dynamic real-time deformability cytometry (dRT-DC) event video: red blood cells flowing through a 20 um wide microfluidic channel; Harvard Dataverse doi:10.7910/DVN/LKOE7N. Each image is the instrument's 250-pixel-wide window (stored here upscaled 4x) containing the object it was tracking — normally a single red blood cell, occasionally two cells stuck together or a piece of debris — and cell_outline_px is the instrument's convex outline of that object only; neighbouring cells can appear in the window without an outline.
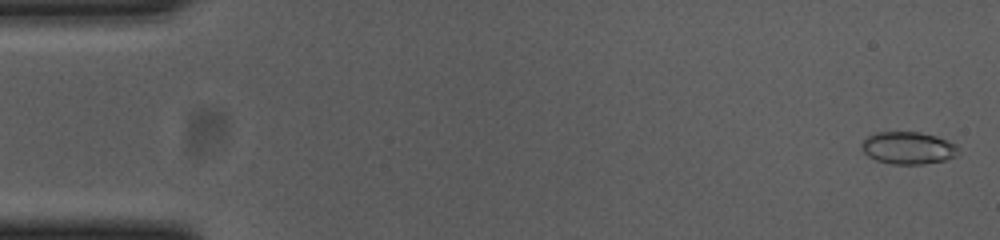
{"species": "common noctule bat (a hibernating species)", "species_latin": "Nyctalus noctula", "temperature_condition": "cold", "stored_images_in_passage": 55, "camera_frame_rate_fps": 3000, "um_per_image_px": 0.085, "animal": {"sex": "female", "body_mass_g": 23.0, "forearm_length_mm": 53.4}, "frame": {"image": 1, "passage_image": 1, "time_ms": 0.0, "image_size_px": [1000, 240], "cell_outline_px": [[960, 156], [944, 160], [920, 164], [892, 164], [876, 160], [868, 156], [860, 148], [860, 144], [868, 136], [876, 132], [920, 132], [936, 136], [956, 144], [960, 148]], "centroid_in_image_um": [77.22, 12.58], "position_along_channel_um": 7.8, "area_um2": 18.44}}
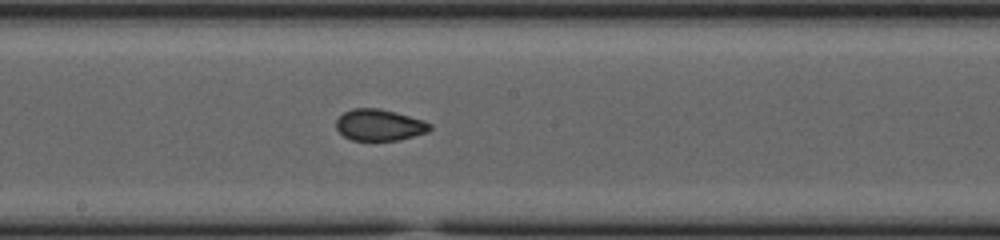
{"frame": {"image": 2, "passage_image": 29, "time_ms": 9.333, "image_size_px": [1000, 240], "cell_outline_px": [[432, 128], [428, 132], [400, 140], [352, 140], [344, 136], [336, 128], [336, 120], [344, 112], [352, 108], [380, 108], [424, 120], [432, 124]], "centroid_in_image_um": [32.27, 10.62], "position_along_channel_um": 215.9, "area_um2": 17.22}}
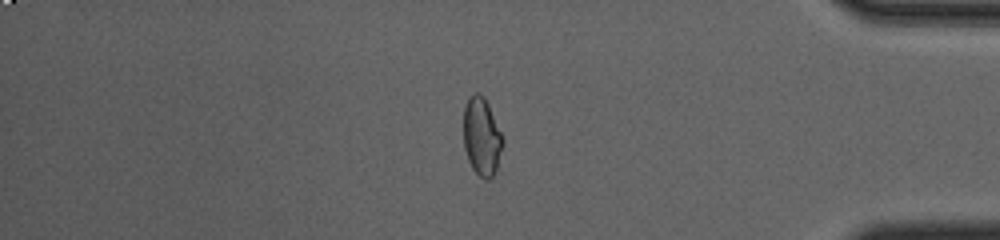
{"frame": {"image": 3, "passage_image": 46, "time_ms": 15.0, "image_size_px": [1000, 240], "cell_outline_px": [[504, 140], [496, 172], [488, 180], [480, 176], [472, 168], [468, 160], [464, 148], [464, 108], [468, 96], [472, 92], [480, 92], [484, 96], [504, 136]], "centroid_in_image_um": [40.96, 11.57], "position_along_channel_um": 394.2, "area_um2": 18.15}, "authors_computed_cell_mechanics": {"area_um2": 17.6868, "velocity_mm_per_s": 3.7059, "shape_relaxation_time_tau1_ms": 9.7559, "shape_relaxation_time_tau2_ms": 1.5716, "deformation_change_tau1": 0.1746, "deformation_change_tau2": 0.052}}